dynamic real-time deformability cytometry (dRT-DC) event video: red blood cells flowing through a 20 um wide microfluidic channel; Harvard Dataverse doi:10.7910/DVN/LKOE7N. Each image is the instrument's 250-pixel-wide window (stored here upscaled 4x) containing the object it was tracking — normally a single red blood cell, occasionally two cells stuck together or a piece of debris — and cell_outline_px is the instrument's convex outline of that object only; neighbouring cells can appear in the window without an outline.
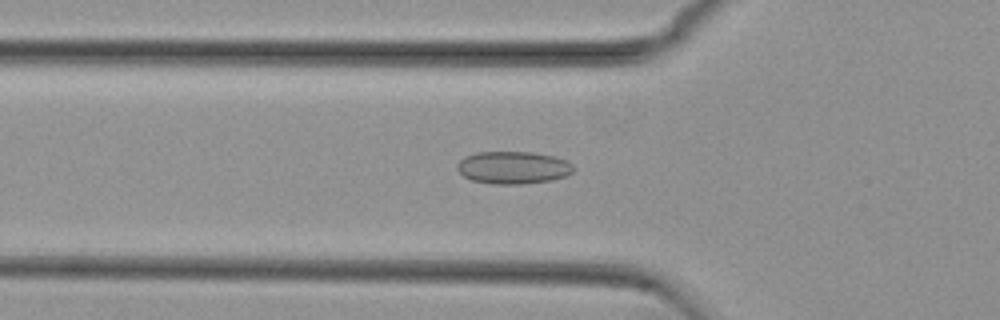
{"species": "common noctule bat (a hibernating species)", "species_latin": "Nyctalus noctula", "temperature_condition": "cold", "stored_images_in_passage": 55, "camera_frame_rate_fps": 3000, "um_per_image_px": 0.085, "animal": {"sex": "female", "body_mass_g": 29.2, "forearm_length_mm": 56.3}, "frame": {"image": 1, "passage_image": 19, "time_ms": 6.0, "image_size_px": [1000, 320], "cell_outline_px": [[572, 172], [564, 176], [552, 180], [520, 184], [492, 184], [472, 180], [464, 176], [456, 168], [456, 164], [464, 156], [476, 152], [532, 152], [552, 156], [568, 160], [572, 164]], "centroid_in_image_um": [43.58, 14.24], "position_along_channel_um": 82.2, "area_um2": 22.02}}
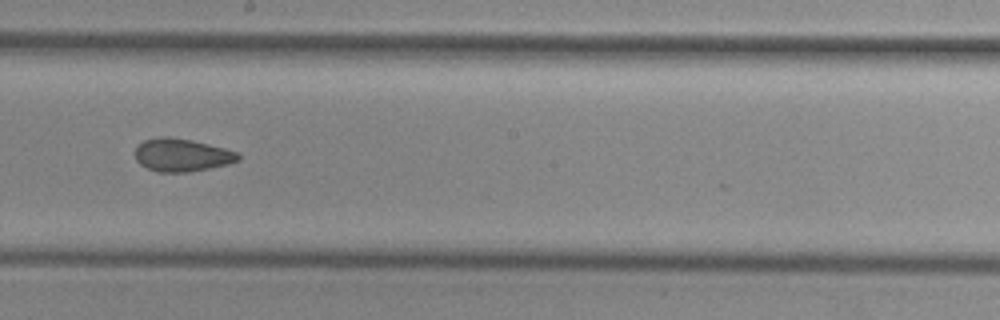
{"frame": {"image": 2, "passage_image": 31, "time_ms": 10.0, "image_size_px": [1000, 320], "cell_outline_px": [[240, 160], [228, 164], [188, 172], [156, 172], [140, 164], [136, 160], [136, 148], [144, 140], [160, 136], [168, 136], [192, 140], [224, 148], [236, 152], [240, 156]], "centroid_in_image_um": [15.45, 13.17], "position_along_channel_um": 232.8, "area_um2": 19.65}}
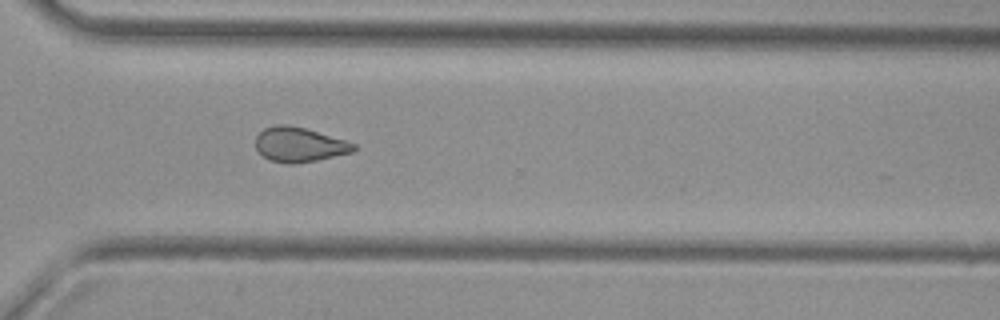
{"frame": {"image": 3, "passage_image": 40, "time_ms": 13.0, "image_size_px": [1000, 320], "cell_outline_px": [[356, 148], [352, 152], [316, 160], [296, 164], [288, 164], [272, 160], [264, 156], [256, 148], [256, 136], [264, 128], [276, 124], [288, 124], [304, 128], [344, 140], [356, 144]], "centroid_in_image_um": [25.42, 12.29], "position_along_channel_um": 345.2, "area_um2": 19.54}, "authors_computed_cell_mechanics": {"area_um2": 20.519, "velocity_mm_per_s": 3.7475, "shape_relaxation_time_tau1_ms": null, "shape_relaxation_time_tau2_ms": 2.0284, "deformation_change_tau1": null, "deformation_change_tau2": 0.0693}}